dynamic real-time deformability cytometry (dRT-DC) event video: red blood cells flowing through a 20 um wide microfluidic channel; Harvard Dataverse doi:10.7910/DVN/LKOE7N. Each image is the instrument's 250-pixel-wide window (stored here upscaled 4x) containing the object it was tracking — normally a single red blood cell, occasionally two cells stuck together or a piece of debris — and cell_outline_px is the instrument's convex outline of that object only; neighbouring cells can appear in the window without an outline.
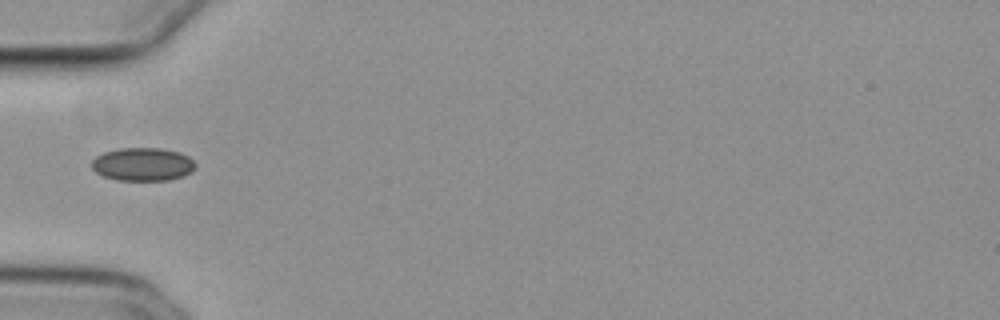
{"species": "common noctule bat (a hibernating species)", "species_latin": "Nyctalus noctula", "temperature_condition": "cold", "stored_images_in_passage": 37, "camera_frame_rate_fps": 3000, "um_per_image_px": 0.085, "animal": {"sex": "female", "body_mass_g": 29.2, "forearm_length_mm": 56.3}, "frame": {"image": 1, "passage_image": 1, "time_ms": 0.0, "image_size_px": [1000, 320], "cell_outline_px": [[196, 168], [192, 172], [184, 176], [168, 180], [116, 180], [104, 176], [96, 172], [92, 168], [92, 160], [96, 156], [104, 152], [120, 148], [160, 148], [180, 152], [188, 156], [196, 164]], "centroid_in_image_um": [12.16, 13.96], "position_along_channel_um": 72.8, "area_um2": 20.17}}
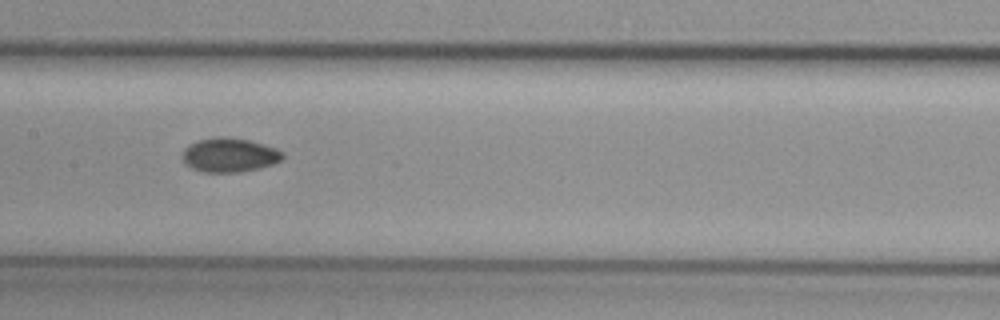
{"frame": {"image": 2, "passage_image": 10, "time_ms": 3.0, "image_size_px": [1000, 320], "cell_outline_px": [[284, 156], [280, 160], [272, 164], [240, 172], [200, 172], [184, 164], [180, 156], [184, 148], [188, 144], [200, 140], [220, 136], [248, 140], [276, 148], [284, 152]], "centroid_in_image_um": [19.44, 13.18], "position_along_channel_um": 188.0, "area_um2": 19.94}}
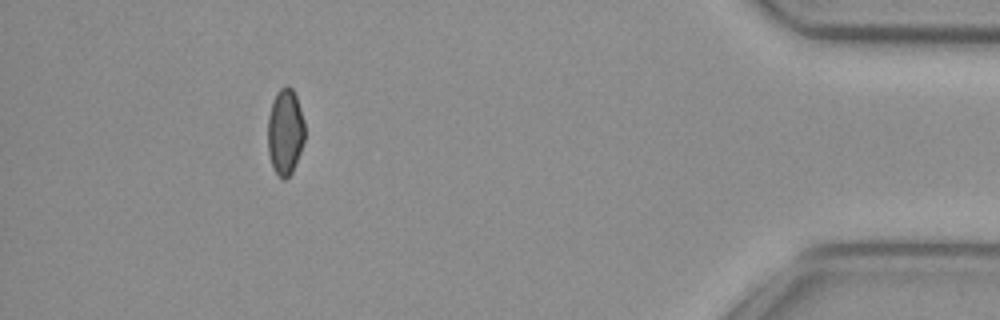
{"frame": {"image": 3, "passage_image": 32, "time_ms": 10.333, "image_size_px": [1000, 320], "cell_outline_px": [[304, 140], [300, 152], [292, 172], [284, 180], [280, 180], [276, 176], [272, 168], [268, 152], [268, 116], [272, 100], [276, 92], [284, 84], [288, 84], [292, 88], [296, 96], [304, 120]], "centroid_in_image_um": [24.22, 11.2], "position_along_channel_um": 411.0, "area_um2": 18.9}}